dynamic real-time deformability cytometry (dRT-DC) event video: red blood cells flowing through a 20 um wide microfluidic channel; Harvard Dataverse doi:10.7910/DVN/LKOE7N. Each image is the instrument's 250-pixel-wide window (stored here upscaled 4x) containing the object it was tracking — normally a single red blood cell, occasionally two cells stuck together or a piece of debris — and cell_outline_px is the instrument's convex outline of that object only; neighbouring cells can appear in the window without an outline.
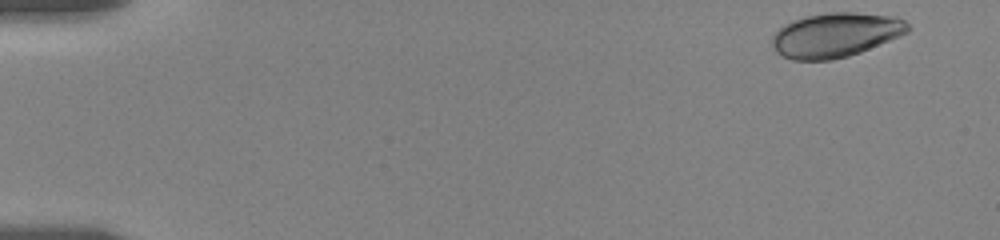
{"species": "human", "species_latin": "Homo sapiens", "temperature_condition": "room temperature", "stored_images_in_passage": 44, "camera_frame_rate_fps": 3000, "um_per_image_px": 0.085, "donor": {"sex": "female"}, "frame": {"image": 1, "passage_image": 1, "time_ms": 0.0, "image_size_px": [1000, 240], "cell_outline_px": [[912, 28], [908, 32], [900, 36], [860, 52], [848, 56], [832, 60], [792, 60], [776, 52], [772, 44], [772, 36], [784, 24], [792, 20], [808, 16], [828, 12], [856, 12], [896, 16], [904, 20]], "centroid_in_image_um": [71.04, 2.96], "position_along_channel_um": 14.0, "area_um2": 35.26}}
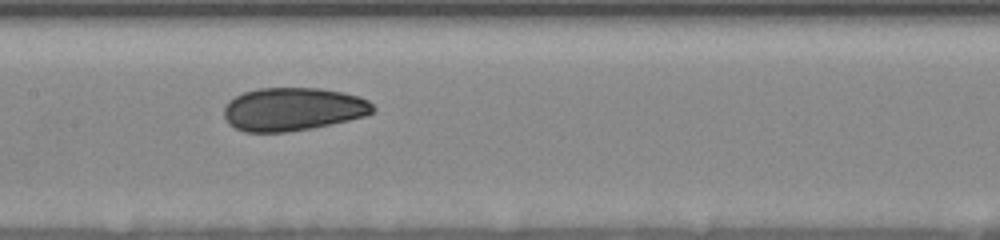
{"frame": {"image": 2, "passage_image": 24, "time_ms": 8.667, "image_size_px": [1000, 240], "cell_outline_px": [[376, 108], [372, 112], [364, 116], [348, 120], [312, 128], [288, 132], [244, 132], [228, 124], [224, 116], [224, 108], [228, 100], [244, 92], [256, 88], [320, 88], [344, 92], [360, 96], [368, 100]], "centroid_in_image_um": [24.89, 9.27], "position_along_channel_um": 182.5, "area_um2": 37.69}}
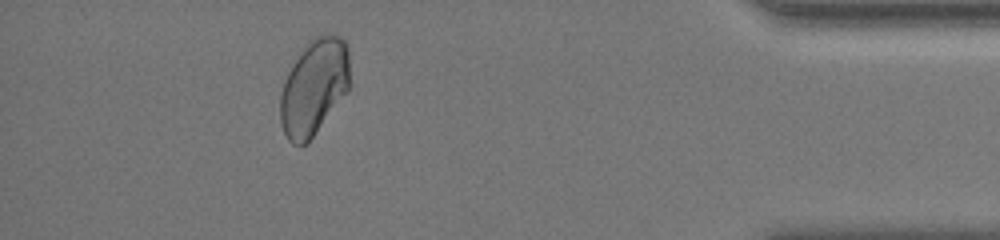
{"frame": {"image": 3, "passage_image": 41, "time_ms": 16.333, "image_size_px": [1000, 240], "cell_outline_px": [[348, 92], [312, 136], [304, 144], [292, 144], [288, 140], [284, 132], [280, 120], [280, 96], [288, 72], [300, 48], [308, 40], [324, 32], [340, 36], [348, 44]], "centroid_in_image_um": [26.68, 7.34], "position_along_channel_um": 408.5, "area_um2": 38.9}, "authors_computed_cell_mechanics": {"area_um2": 37.1654, "velocity_mm_per_s": 3.5023, "shape_relaxation_time_tau1_ms": 8.3164, "shape_relaxation_time_tau2_ms": 1.1997, "deformation_change_tau1": 0.1245, "deformation_change_tau2": 0.0303}}